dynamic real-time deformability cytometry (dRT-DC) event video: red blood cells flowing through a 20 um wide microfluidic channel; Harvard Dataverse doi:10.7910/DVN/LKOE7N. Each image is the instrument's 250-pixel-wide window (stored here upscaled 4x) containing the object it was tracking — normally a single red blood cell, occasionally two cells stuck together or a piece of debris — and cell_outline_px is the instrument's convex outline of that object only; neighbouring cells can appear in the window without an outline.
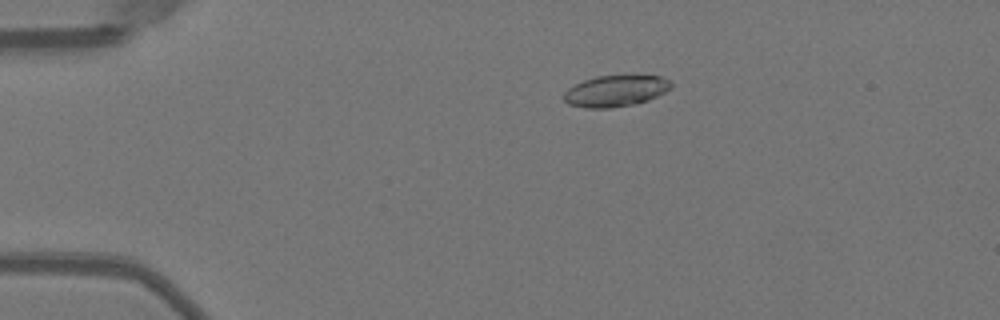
{"species": "Egyptian fruit bat (a non-hibernating species)", "species_latin": "Rousettus aegyptiacus", "temperature_condition": "warm", "stored_images_in_passage": 44, "camera_frame_rate_fps": 3000, "um_per_image_px": 0.085, "animal": {"sex": "female"}, "frame": {"image": 1, "passage_image": 3, "time_ms": 0.667, "image_size_px": [1000, 320], "cell_outline_px": [[672, 88], [648, 100], [632, 104], [608, 108], [584, 108], [568, 104], [564, 100], [564, 92], [568, 88], [584, 80], [596, 76], [660, 76], [668, 80], [672, 84]], "centroid_in_image_um": [52.3, 7.73], "position_along_channel_um": 32.7, "area_um2": 19.31}}
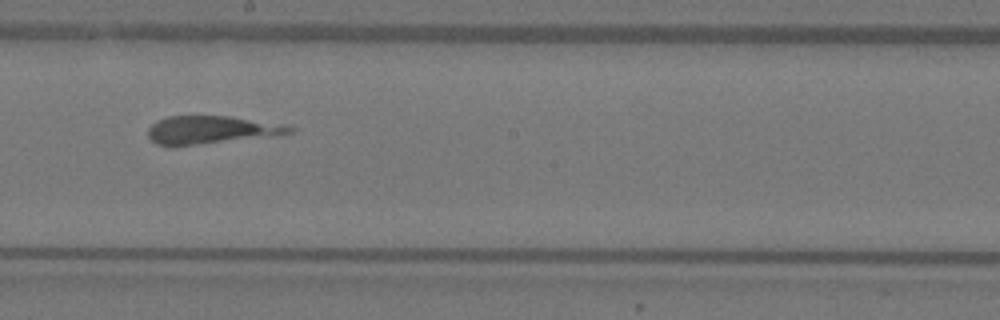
{"frame": {"image": 2, "passage_image": 22, "time_ms": 7.0, "image_size_px": [1000, 320], "cell_outline_px": [[296, 132], [276, 136], [196, 144], [156, 144], [148, 136], [148, 128], [152, 124], [168, 116], [228, 116], [288, 124], [296, 128]], "centroid_in_image_um": [18.09, 11.02], "position_along_channel_um": 230.1, "area_um2": 22.89}}
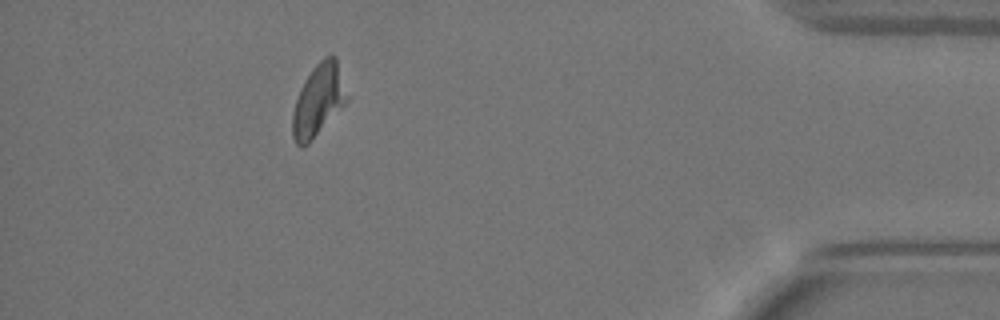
{"frame": {"image": 3, "passage_image": 39, "time_ms": 12.667, "image_size_px": [1000, 320], "cell_outline_px": [[348, 100], [308, 144], [304, 148], [300, 148], [296, 144], [292, 136], [292, 116], [296, 100], [300, 88], [304, 80], [312, 68], [324, 56], [332, 52], [336, 56], [348, 96]], "centroid_in_image_um": [27.05, 8.5], "position_along_channel_um": 408.2, "area_um2": 22.83}}